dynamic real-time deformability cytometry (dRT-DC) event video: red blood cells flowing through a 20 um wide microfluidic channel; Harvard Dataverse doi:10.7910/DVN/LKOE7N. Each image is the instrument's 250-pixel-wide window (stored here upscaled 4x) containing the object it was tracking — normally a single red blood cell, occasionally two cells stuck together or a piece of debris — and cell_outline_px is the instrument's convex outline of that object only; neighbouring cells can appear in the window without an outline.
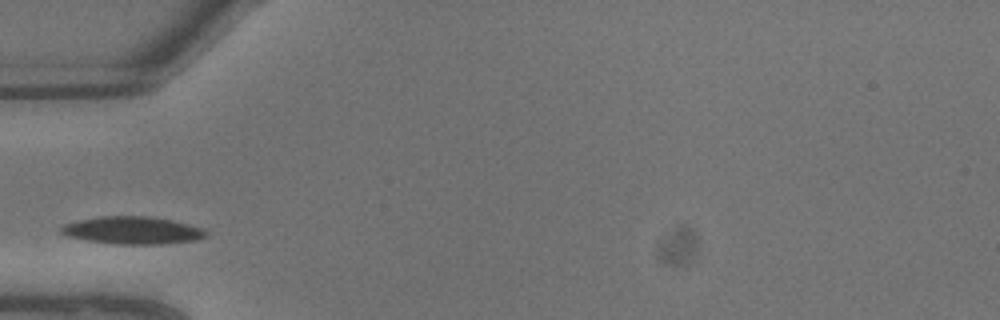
{"species": "common noctule bat (a hibernating species)", "species_latin": "Nyctalus noctula", "temperature_condition": "warm", "stored_images_in_passage": 3, "camera_frame_rate_fps": 3000, "um_per_image_px": 0.085, "animal": {"sex": "male", "body_mass_g": 13.3}, "frame": {"image": 1, "passage_image": 1, "time_ms": 0.0, "image_size_px": [1000, 320], "cell_outline_px": [[208, 236], [196, 240], [164, 244], [112, 244], [88, 240], [68, 236], [60, 232], [60, 228], [64, 224], [80, 220], [104, 216], [148, 216], [172, 220], [204, 228], [208, 232]], "centroid_in_image_um": [11.32, 19.58], "position_along_channel_um": 73.7, "area_um2": 23.24}}
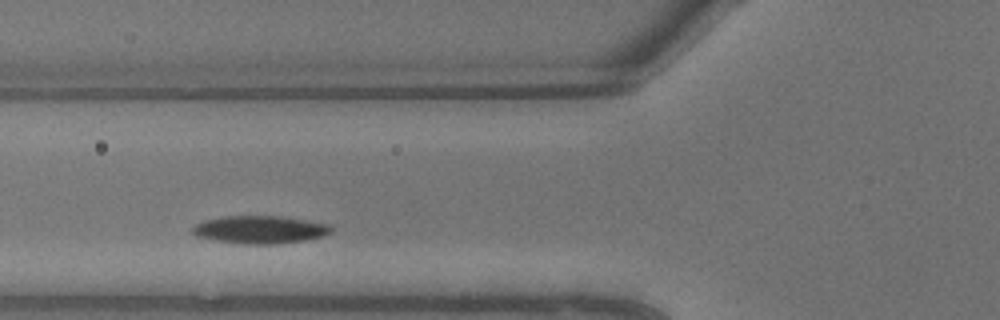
{"frame": {"image": 2, "passage_image": 2, "time_ms": 0.333, "image_size_px": [1000, 320], "cell_outline_px": [[332, 232], [324, 236], [308, 240], [276, 244], [240, 244], [212, 240], [196, 236], [192, 232], [192, 228], [196, 224], [204, 220], [224, 216], [280, 216], [328, 224], [332, 228]], "centroid_in_image_um": [22.09, 19.53], "position_along_channel_um": 103.7, "area_um2": 22.6}}